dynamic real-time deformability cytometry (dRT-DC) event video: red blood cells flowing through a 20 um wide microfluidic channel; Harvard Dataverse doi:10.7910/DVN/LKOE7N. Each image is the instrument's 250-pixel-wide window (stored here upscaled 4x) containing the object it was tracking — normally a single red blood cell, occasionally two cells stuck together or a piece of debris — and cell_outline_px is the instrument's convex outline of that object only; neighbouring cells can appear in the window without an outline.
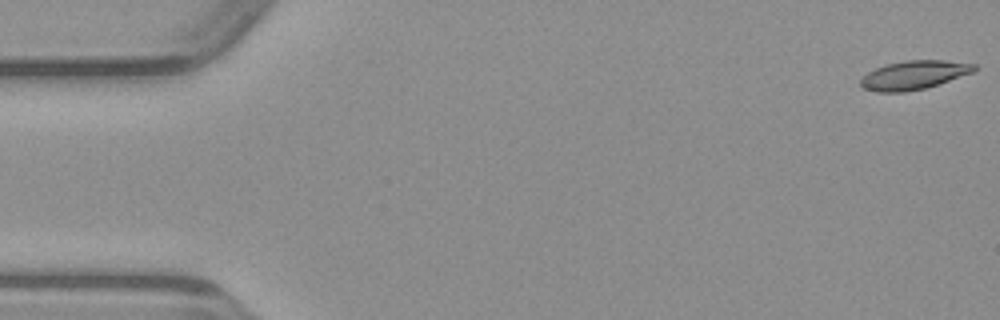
{"species": "common noctule bat (a hibernating species)", "species_latin": "Nyctalus noctula", "temperature_condition": "warm", "stored_images_in_passage": 50, "camera_frame_rate_fps": 3000, "um_per_image_px": 0.085, "animal": {"sex": "male", "body_mass_g": 23.1, "forearm_length_mm": 52.7}, "frame": {"image": 1, "passage_image": 1, "time_ms": 0.0, "image_size_px": [1000, 320], "cell_outline_px": [[976, 68], [972, 72], [924, 88], [904, 92], [876, 92], [864, 88], [860, 84], [860, 80], [868, 72], [876, 68], [888, 64], [908, 60], [944, 60], [976, 64]], "centroid_in_image_um": [77.65, 6.37], "position_along_channel_um": 7.3, "area_um2": 18.61}}
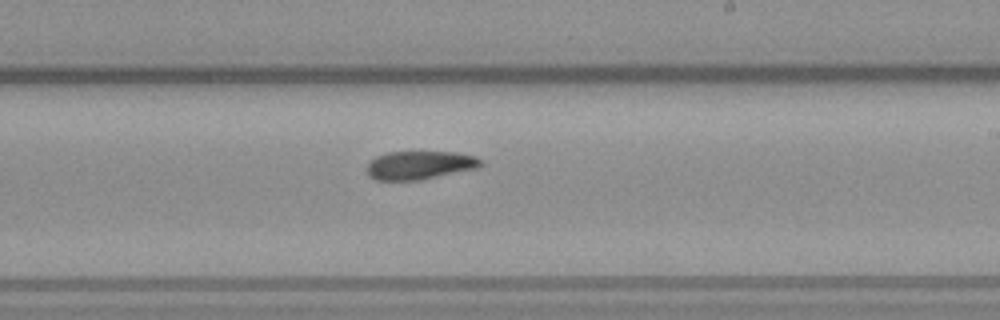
{"frame": {"image": 2, "passage_image": 29, "time_ms": 9.333, "image_size_px": [1000, 320], "cell_outline_px": [[484, 164], [480, 168], [420, 180], [376, 180], [368, 176], [368, 164], [376, 156], [384, 152], [456, 152], [476, 156]], "centroid_in_image_um": [35.71, 14.04], "position_along_channel_um": 253.3, "area_um2": 19.02}}
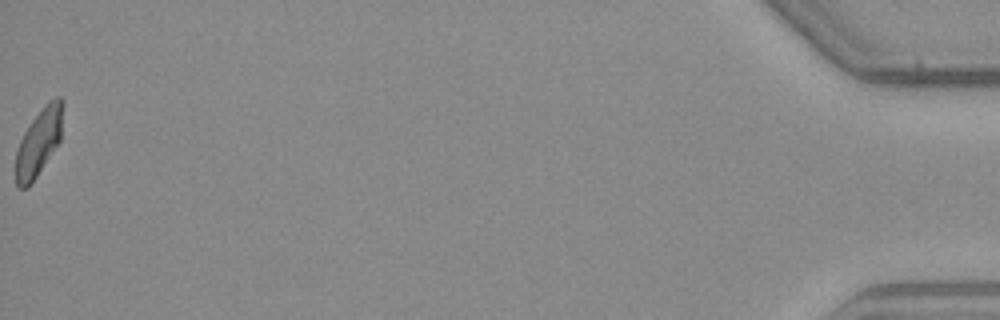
{"frame": {"image": 3, "passage_image": 50, "time_ms": 16.333, "image_size_px": [1000, 320], "cell_outline_px": [[64, 104], [60, 140], [36, 176], [24, 188], [16, 188], [16, 152], [20, 140], [24, 132], [32, 120], [48, 100], [56, 96], [60, 96], [64, 100]], "centroid_in_image_um": [3.32, 12.0], "position_along_channel_um": 431.9, "area_um2": 18.15}}